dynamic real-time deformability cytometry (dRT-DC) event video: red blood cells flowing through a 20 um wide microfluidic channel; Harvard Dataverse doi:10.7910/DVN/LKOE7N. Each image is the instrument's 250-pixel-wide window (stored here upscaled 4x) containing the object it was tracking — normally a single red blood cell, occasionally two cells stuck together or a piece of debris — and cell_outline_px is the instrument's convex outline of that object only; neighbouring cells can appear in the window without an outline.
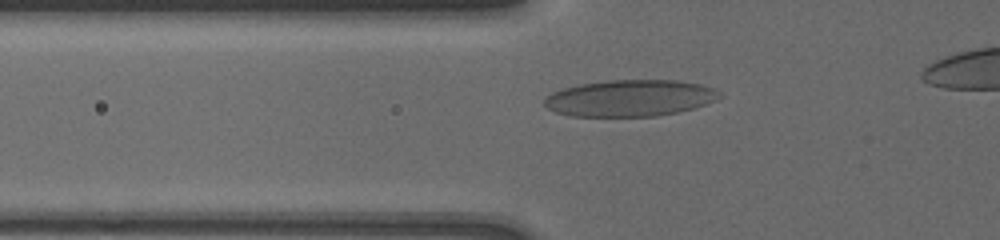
{"species": "human", "species_latin": "Homo sapiens", "temperature_condition": "cold", "stored_images_in_passage": 34, "camera_frame_rate_fps": 3000, "um_per_image_px": 0.085, "donor": {"sex": "male"}, "frame": {"image": 1, "passage_image": 8, "time_ms": 2.667, "image_size_px": [1000, 240], "cell_outline_px": [[724, 96], [716, 100], [692, 108], [676, 112], [656, 116], [572, 116], [556, 112], [548, 108], [544, 104], [544, 100], [552, 92], [560, 88], [580, 84], [604, 80], [676, 80], [700, 84], [712, 88], [720, 92]], "centroid_in_image_um": [53.53, 8.33], "position_along_channel_um": 72.3, "area_um2": 37.28}}
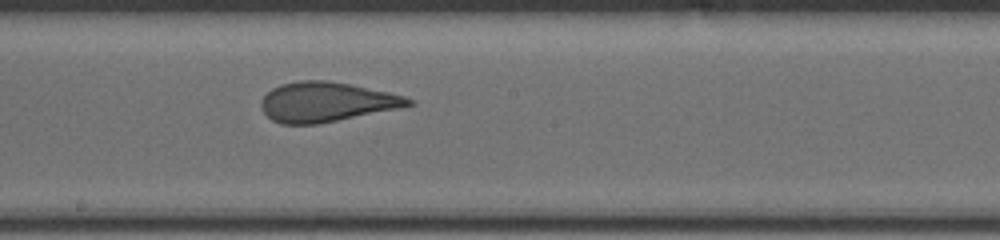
{"frame": {"image": 2, "passage_image": 18, "time_ms": 6.667, "image_size_px": [1000, 240], "cell_outline_px": [[416, 104], [316, 124], [280, 124], [272, 120], [264, 112], [260, 104], [260, 100], [272, 88], [280, 84], [300, 80], [328, 80], [352, 84], [388, 92], [404, 96], [412, 100]], "centroid_in_image_um": [27.69, 8.65], "position_along_channel_um": 220.5, "area_um2": 33.76}}
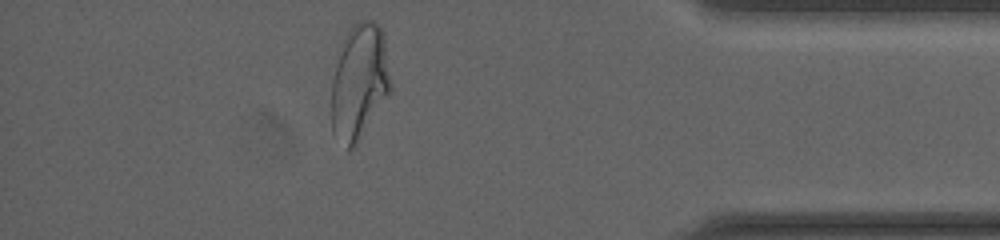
{"frame": {"image": 3, "passage_image": 32, "time_ms": 12.333, "image_size_px": [1000, 240], "cell_outline_px": [[392, 92], [356, 144], [348, 152], [332, 132], [332, 80], [340, 44], [348, 28], [352, 24], [360, 20], [372, 20], [380, 28], [384, 36], [392, 84]], "centroid_in_image_um": [30.55, 6.95], "position_along_channel_um": 404.6, "area_um2": 40.46}}